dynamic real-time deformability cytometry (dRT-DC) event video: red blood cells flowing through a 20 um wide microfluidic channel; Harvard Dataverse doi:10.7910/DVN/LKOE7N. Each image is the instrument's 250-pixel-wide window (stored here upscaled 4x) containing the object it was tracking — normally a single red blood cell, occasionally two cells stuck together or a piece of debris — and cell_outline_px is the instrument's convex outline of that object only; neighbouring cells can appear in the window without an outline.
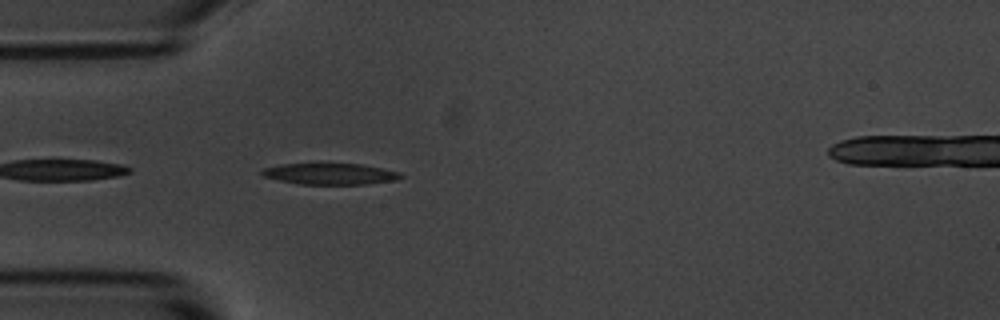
{"species": "common noctule bat (a hibernating species)", "species_latin": "Nyctalus noctula", "temperature_condition": "room temperature", "stored_images_in_passage": 1, "camera_frame_rate_fps": 3000, "um_per_image_px": 0.085, "animal": {"sex": "male", "body_mass_g": 20.1, "forearm_length_mm": 53.5}, "frame": {"image": 1, "passage_image": 1, "time_ms": 0.0, "image_size_px": [1000, 320], "cell_outline_px": [[404, 176], [396, 180], [364, 184], [300, 184], [280, 180], [264, 176], [260, 172], [264, 168], [280, 164], [360, 164], [384, 168], [400, 172]], "centroid_in_image_um": [28.1, 14.78], "position_along_channel_um": 56.9, "area_um2": 16.99}}